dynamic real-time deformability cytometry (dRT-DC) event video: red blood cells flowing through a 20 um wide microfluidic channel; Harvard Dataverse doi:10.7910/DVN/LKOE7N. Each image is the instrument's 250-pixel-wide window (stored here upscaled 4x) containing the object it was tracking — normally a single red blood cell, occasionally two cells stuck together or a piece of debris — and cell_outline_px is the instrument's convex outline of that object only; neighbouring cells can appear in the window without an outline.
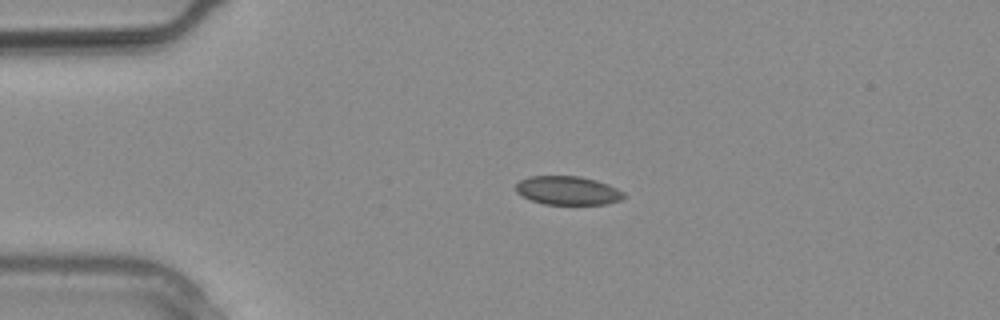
{"species": "common noctule bat (a hibernating species)", "species_latin": "Nyctalus noctula", "temperature_condition": "warm", "stored_images_in_passage": 5, "camera_frame_rate_fps": 3000, "um_per_image_px": 0.085, "animal": {"sex": "male", "body_mass_g": 20.4}, "frame": {"image": 1, "passage_image": 1, "time_ms": 0.0, "image_size_px": [1000, 320], "cell_outline_px": [[628, 196], [620, 200], [604, 204], [544, 204], [532, 200], [516, 192], [516, 184], [520, 180], [528, 176], [580, 176], [596, 180], [608, 184], [624, 192]], "centroid_in_image_um": [48.28, 16.19], "position_along_channel_um": 36.7, "area_um2": 18.03}}
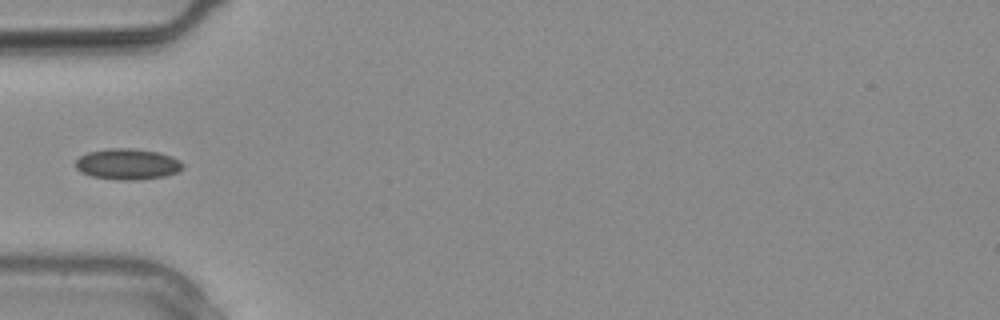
{"frame": {"image": 2, "passage_image": 4, "time_ms": 1.0, "image_size_px": [1000, 320], "cell_outline_px": [[184, 168], [176, 172], [164, 176], [136, 180], [120, 180], [92, 176], [80, 172], [76, 168], [76, 160], [80, 156], [88, 152], [108, 148], [132, 148], [160, 152], [172, 156], [180, 160], [184, 164]], "centroid_in_image_um": [10.86, 13.94], "position_along_channel_um": 74.1, "area_um2": 19.42}}